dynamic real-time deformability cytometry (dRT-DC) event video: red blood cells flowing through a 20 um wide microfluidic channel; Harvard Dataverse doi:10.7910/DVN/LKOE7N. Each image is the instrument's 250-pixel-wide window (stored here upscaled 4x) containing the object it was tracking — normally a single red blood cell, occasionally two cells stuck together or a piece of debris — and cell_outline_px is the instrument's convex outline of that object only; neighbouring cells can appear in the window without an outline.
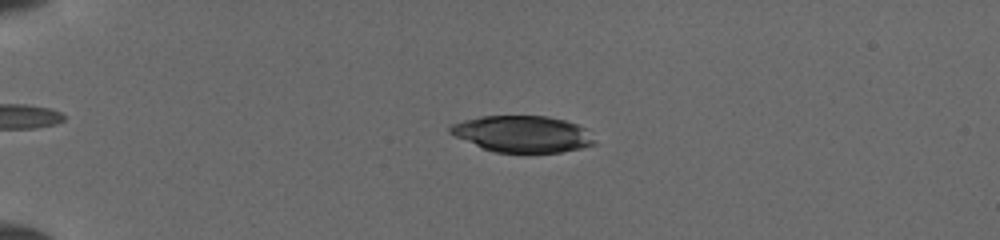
{"species": "common noctule bat (a hibernating species)", "species_latin": "Nyctalus noctula", "temperature_condition": "cold", "stored_images_in_passage": 10, "camera_frame_rate_fps": 3000, "um_per_image_px": 0.085, "animal": {"sex": "female", "body_mass_g": 19.5, "forearm_length_mm": 54.1}, "frame": {"image": 1, "passage_image": 5, "time_ms": 3.333, "image_size_px": [1000, 240], "cell_outline_px": [[596, 144], [580, 148], [560, 152], [496, 152], [480, 148], [448, 132], [448, 128], [452, 124], [464, 120], [480, 116], [548, 116], [564, 120], [576, 124], [584, 128], [596, 140]], "centroid_in_image_um": [44.4, 11.38], "position_along_channel_um": 40.6, "area_um2": 30.58}}